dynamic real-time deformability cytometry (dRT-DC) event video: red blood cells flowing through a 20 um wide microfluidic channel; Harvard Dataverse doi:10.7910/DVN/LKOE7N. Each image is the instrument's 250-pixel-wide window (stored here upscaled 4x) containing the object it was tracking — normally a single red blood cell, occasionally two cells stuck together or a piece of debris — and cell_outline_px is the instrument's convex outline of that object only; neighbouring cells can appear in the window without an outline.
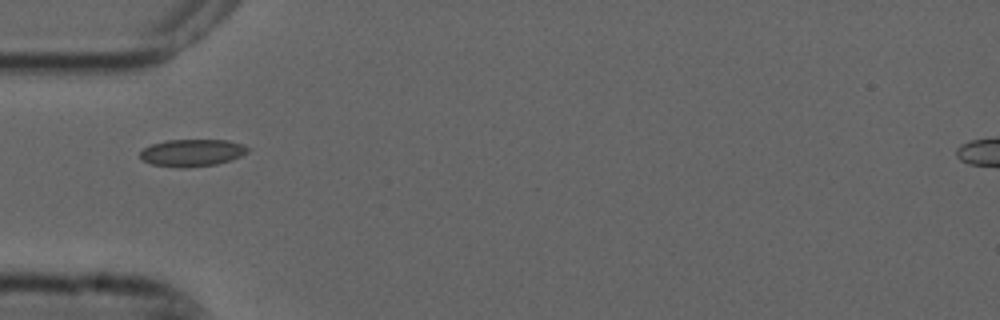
{"species": "common noctule bat (a hibernating species)", "species_latin": "Nyctalus noctula", "temperature_condition": "cold", "stored_images_in_passage": 6, "camera_frame_rate_fps": 3000, "um_per_image_px": 0.085, "animal": {"sex": "male", "forearm_length_mm": 52.5}, "frame": {"image": 1, "passage_image": 1, "time_ms": 0.0, "image_size_px": [1000, 320], "cell_outline_px": [[248, 152], [240, 156], [216, 164], [184, 168], [180, 168], [152, 164], [144, 160], [140, 156], [140, 152], [144, 148], [152, 144], [164, 140], [228, 140], [244, 144], [248, 148]], "centroid_in_image_um": [16.32, 12.97], "position_along_channel_um": 68.7, "area_um2": 16.94}}
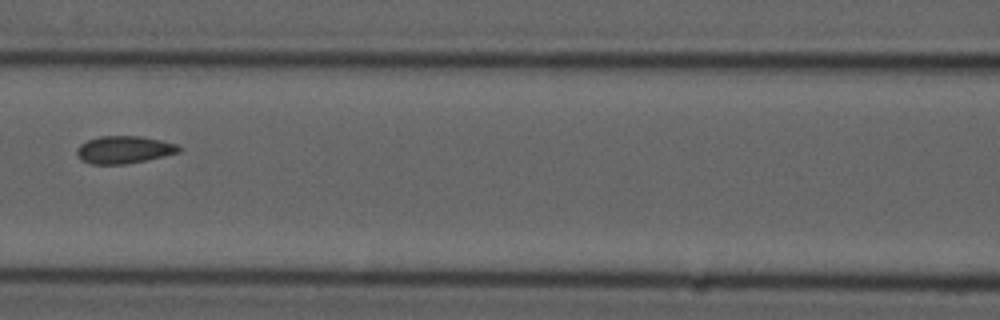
{"frame": {"image": 2, "passage_image": 3, "time_ms": 0.667, "image_size_px": [1000, 320], "cell_outline_px": [[184, 148], [180, 152], [164, 156], [124, 164], [92, 164], [80, 160], [76, 152], [76, 148], [80, 144], [88, 140], [100, 136], [140, 136], [160, 140], [176, 144]], "centroid_in_image_um": [10.54, 12.72], "position_along_channel_um": 156.1, "area_um2": 16.36}}
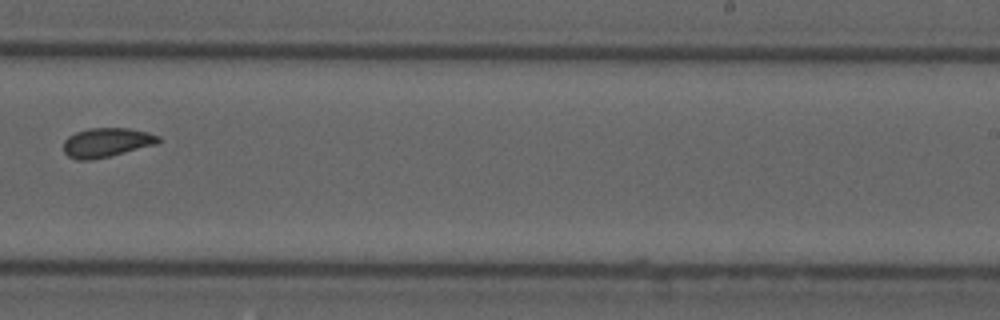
{"frame": {"image": 3, "passage_image": 6, "time_ms": 1.667, "image_size_px": [1000, 320], "cell_outline_px": [[160, 140], [156, 144], [92, 160], [76, 160], [68, 156], [64, 152], [64, 140], [68, 136], [76, 132], [88, 128], [128, 128], [148, 132], [160, 136]], "centroid_in_image_um": [9.03, 12.1], "position_along_channel_um": 280.0, "area_um2": 16.07}}